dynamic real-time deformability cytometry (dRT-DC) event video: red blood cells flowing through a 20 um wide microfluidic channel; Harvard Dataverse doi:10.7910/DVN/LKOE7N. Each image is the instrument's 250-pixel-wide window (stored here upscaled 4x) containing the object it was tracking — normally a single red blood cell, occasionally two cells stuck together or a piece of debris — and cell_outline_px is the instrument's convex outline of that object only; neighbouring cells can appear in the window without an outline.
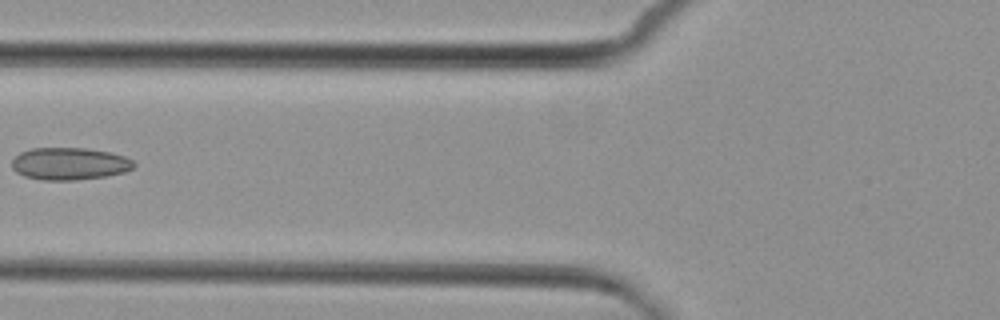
{"species": "common noctule bat (a hibernating species)", "species_latin": "Nyctalus noctula", "temperature_condition": "cold", "stored_images_in_passage": 6, "camera_frame_rate_fps": 3000, "um_per_image_px": 0.085, "animal": {"sex": "female", "body_mass_g": 29.2, "forearm_length_mm": 56.3}, "frame": {"image": 1, "passage_image": 6, "time_ms": 6.667, "image_size_px": [1000, 320], "cell_outline_px": [[136, 164], [132, 168], [124, 172], [104, 176], [76, 180], [40, 180], [24, 176], [16, 172], [12, 168], [12, 160], [20, 152], [32, 148], [84, 148], [112, 152], [124, 156], [132, 160]], "centroid_in_image_um": [5.89, 13.91], "position_along_channel_um": 119.9, "area_um2": 23.0}}